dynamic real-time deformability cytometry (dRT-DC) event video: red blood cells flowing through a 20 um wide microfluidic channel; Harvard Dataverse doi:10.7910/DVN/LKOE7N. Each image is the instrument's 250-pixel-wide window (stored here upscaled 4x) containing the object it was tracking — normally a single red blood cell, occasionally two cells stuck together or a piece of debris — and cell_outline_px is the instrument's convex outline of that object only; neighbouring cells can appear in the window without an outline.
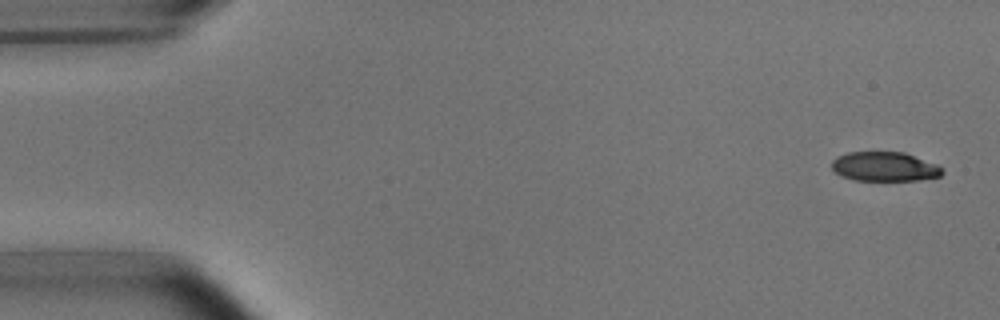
{"species": "common noctule bat (a hibernating species)", "species_latin": "Nyctalus noctula", "temperature_condition": "room temperature", "stored_images_in_passage": 4, "camera_frame_rate_fps": 3000, "um_per_image_px": 0.085, "animal": {"sex": "male", "body_mass_g": 15.6}, "frame": {"image": 1, "passage_image": 1, "time_ms": 0.0, "image_size_px": [1000, 320], "cell_outline_px": [[944, 172], [940, 176], [916, 180], [856, 180], [844, 176], [836, 172], [832, 168], [832, 160], [836, 156], [848, 152], [904, 152], [936, 164], [944, 168]], "centroid_in_image_um": [75.2, 14.15], "position_along_channel_um": 9.8, "area_um2": 18.79}}
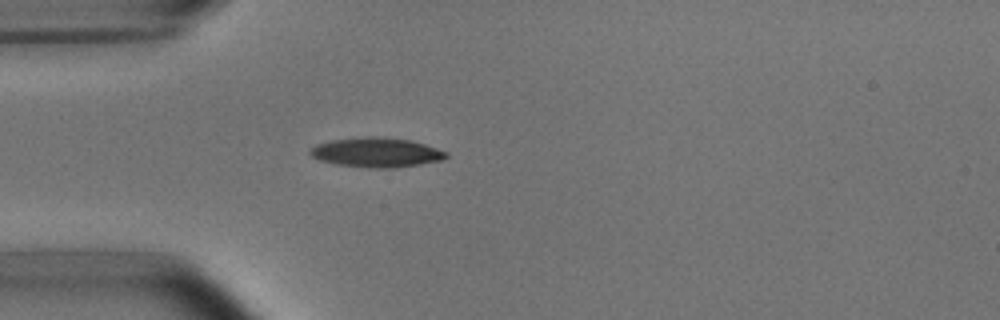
{"frame": {"image": 2, "passage_image": 4, "time_ms": 4.333, "image_size_px": [1000, 320], "cell_outline_px": [[448, 156], [444, 160], [396, 168], [372, 168], [336, 164], [320, 160], [312, 156], [308, 152], [316, 144], [332, 140], [368, 136], [376, 136], [412, 140], [448, 152]], "centroid_in_image_um": [32.03, 12.96], "position_along_channel_um": 53.0, "area_um2": 23.47}}